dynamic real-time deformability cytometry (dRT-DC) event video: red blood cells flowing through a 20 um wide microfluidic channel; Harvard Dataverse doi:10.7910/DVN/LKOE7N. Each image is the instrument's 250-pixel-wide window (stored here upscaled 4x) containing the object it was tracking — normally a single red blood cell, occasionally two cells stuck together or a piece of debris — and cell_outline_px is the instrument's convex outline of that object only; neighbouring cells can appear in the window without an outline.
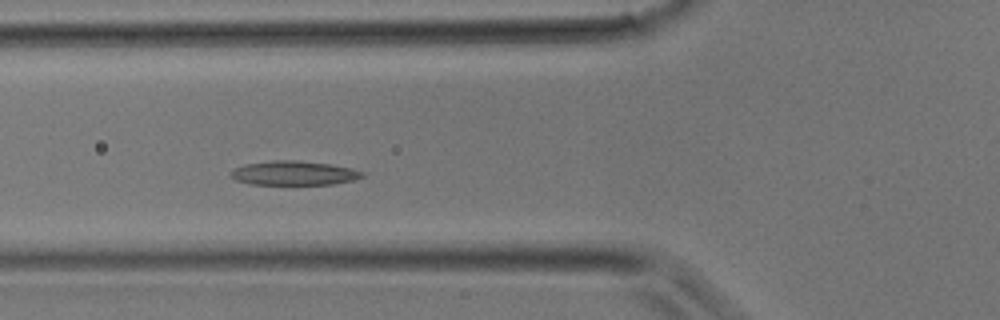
{"species": "common noctule bat (a hibernating species)", "species_latin": "Nyctalus noctula", "temperature_condition": "room temperature", "stored_images_in_passage": 32, "camera_frame_rate_fps": 3000, "um_per_image_px": 0.085, "animal": {"sex": "male", "body_mass_g": 17.9}, "frame": {"image": 1, "passage_image": 10, "time_ms": 3.0, "image_size_px": [1000, 320], "cell_outline_px": [[364, 176], [352, 180], [332, 184], [252, 184], [236, 180], [232, 176], [232, 172], [236, 168], [244, 164], [272, 160], [296, 160], [332, 164], [364, 172]], "centroid_in_image_um": [24.99, 14.7], "position_along_channel_um": 100.8, "area_um2": 18.26}}
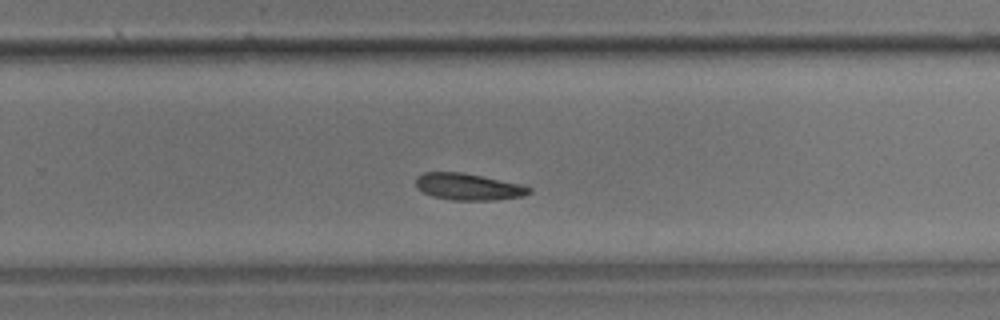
{"frame": {"image": 2, "passage_image": 20, "time_ms": 6.333, "image_size_px": [1000, 320], "cell_outline_px": [[532, 192], [524, 196], [496, 200], [452, 200], [432, 196], [416, 188], [416, 176], [424, 172], [460, 172], [520, 184], [532, 188]], "centroid_in_image_um": [39.79, 15.88], "position_along_channel_um": 290.0, "area_um2": 17.57}}
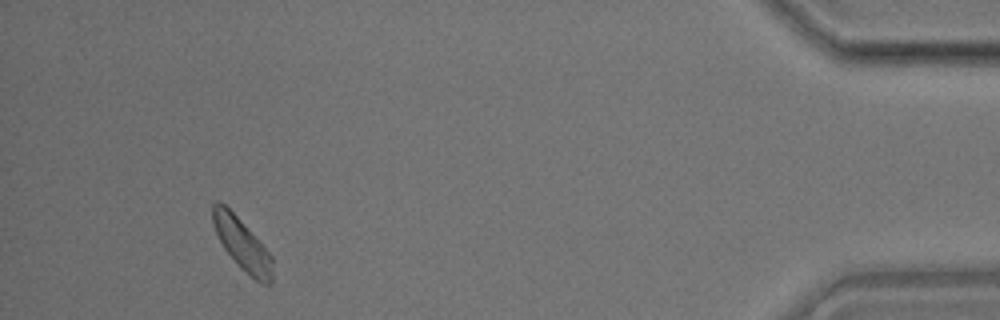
{"frame": {"image": 3, "passage_image": 30, "time_ms": 9.667, "image_size_px": [1000, 320], "cell_outline_px": [[272, 284], [264, 284], [256, 280], [240, 268], [224, 248], [216, 232], [212, 220], [212, 204], [216, 200], [224, 204], [240, 220], [272, 256]], "centroid_in_image_um": [20.57, 20.77], "position_along_channel_um": 414.6, "area_um2": 17.57}}